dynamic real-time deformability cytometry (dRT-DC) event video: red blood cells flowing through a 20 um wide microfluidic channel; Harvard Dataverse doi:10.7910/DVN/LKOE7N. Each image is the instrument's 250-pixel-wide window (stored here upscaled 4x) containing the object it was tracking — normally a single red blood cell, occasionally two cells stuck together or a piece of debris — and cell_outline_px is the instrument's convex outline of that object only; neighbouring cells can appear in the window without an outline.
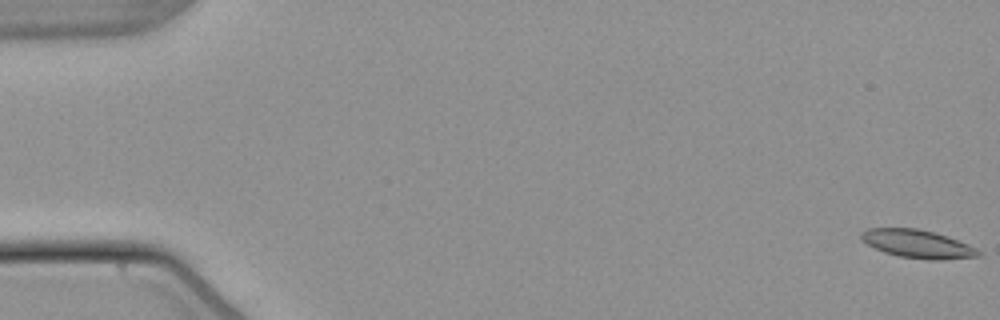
{"species": "common noctule bat (a hibernating species)", "species_latin": "Nyctalus noctula", "temperature_condition": "warm", "stored_images_in_passage": 9, "camera_frame_rate_fps": 3000, "um_per_image_px": 0.085, "animal": {"sex": "male", "body_mass_g": 21.5, "forearm_length_mm": 52.0}, "frame": {"image": 1, "passage_image": 1, "time_ms": 0.0, "image_size_px": [1000, 320], "cell_outline_px": [[984, 256], [940, 260], [928, 260], [900, 256], [884, 252], [860, 240], [860, 232], [868, 228], [916, 228], [936, 232], [948, 236], [968, 244], [984, 252]], "centroid_in_image_um": [78.05, 20.73], "position_along_channel_um": 7.0, "area_um2": 19.54}}